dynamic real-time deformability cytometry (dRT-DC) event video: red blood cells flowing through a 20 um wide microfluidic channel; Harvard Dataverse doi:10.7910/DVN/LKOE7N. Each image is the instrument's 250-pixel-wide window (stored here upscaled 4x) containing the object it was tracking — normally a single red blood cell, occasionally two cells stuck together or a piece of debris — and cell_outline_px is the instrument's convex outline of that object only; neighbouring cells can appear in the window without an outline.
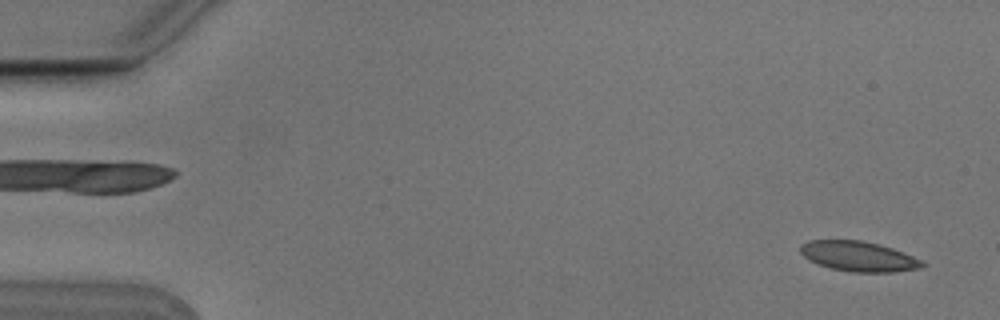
{"species": "Egyptian fruit bat (a non-hibernating species)", "species_latin": "Rousettus aegyptiacus", "temperature_condition": "cold", "stored_images_in_passage": 6, "camera_frame_rate_fps": 3000, "um_per_image_px": 0.085, "animal": {"sex": "male"}, "frame": {"image": 1, "passage_image": 6, "time_ms": 1.667, "image_size_px": [1000, 320], "cell_outline_px": [[928, 264], [924, 268], [892, 272], [852, 272], [832, 268], [808, 260], [800, 252], [800, 244], [808, 240], [860, 240], [880, 244], [892, 248], [924, 260]], "centroid_in_image_um": [73.03, 21.79], "position_along_channel_um": 12.0, "area_um2": 21.56}}